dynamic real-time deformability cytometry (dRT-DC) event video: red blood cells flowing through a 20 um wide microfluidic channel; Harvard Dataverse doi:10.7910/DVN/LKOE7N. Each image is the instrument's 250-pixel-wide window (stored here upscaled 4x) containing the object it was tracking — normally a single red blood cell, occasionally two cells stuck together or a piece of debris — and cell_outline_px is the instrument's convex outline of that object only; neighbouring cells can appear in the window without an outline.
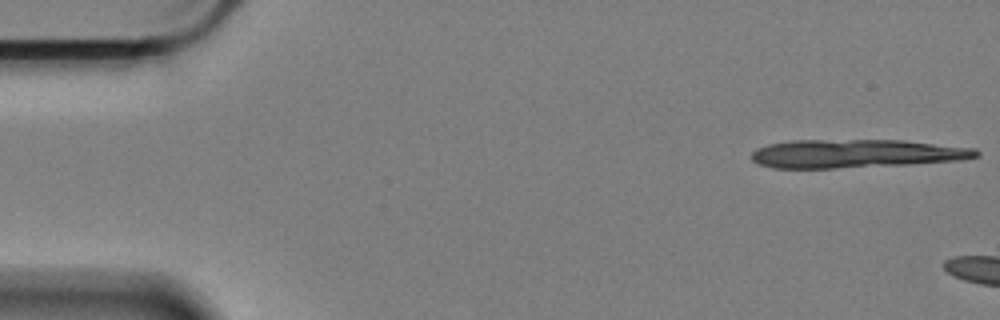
{"species": "Egyptian fruit bat (a non-hibernating species)", "species_latin": "Rousettus aegyptiacus", "temperature_condition": "cold", "stored_images_in_passage": 5, "camera_frame_rate_fps": 3000, "um_per_image_px": 0.085, "animal": {"sex": "female"}, "frame": {"image": 1, "passage_image": 1, "time_ms": 0.0, "image_size_px": [1000, 320], "cell_outline_px": [[980, 156], [960, 160], [908, 164], [836, 168], [772, 168], [760, 164], [752, 160], [748, 156], [756, 148], [768, 144], [792, 140], [904, 140], [976, 148], [980, 152]], "centroid_in_image_um": [72.75, 13.05], "position_along_channel_um": 12.3, "area_um2": 37.45}}